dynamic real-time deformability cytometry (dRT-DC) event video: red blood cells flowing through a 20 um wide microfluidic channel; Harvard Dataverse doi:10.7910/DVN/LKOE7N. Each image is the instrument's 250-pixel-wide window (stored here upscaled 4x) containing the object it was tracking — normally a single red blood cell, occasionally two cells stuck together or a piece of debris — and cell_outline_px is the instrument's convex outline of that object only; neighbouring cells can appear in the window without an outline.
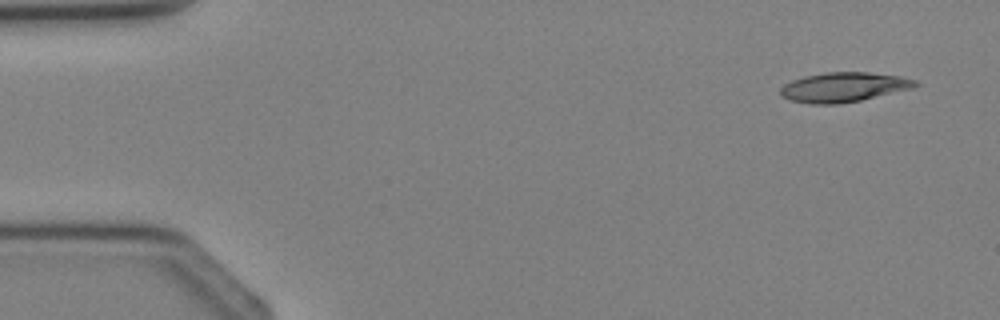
{"species": "Egyptian fruit bat (a non-hibernating species)", "species_latin": "Rousettus aegyptiacus", "temperature_condition": "cold", "stored_images_in_passage": 4, "segment_of_instrument_passage": [1, 2], "camera_frame_rate_fps": 3000, "um_per_image_px": 0.085, "animal": {"sex": "female"}, "frame": {"image": 1, "passage_image": 1, "time_ms": 0.0, "image_size_px": [1000, 320], "cell_outline_px": [[920, 84], [912, 88], [860, 100], [836, 104], [808, 104], [788, 100], [780, 96], [780, 88], [784, 84], [792, 80], [804, 76], [824, 72], [868, 72], [900, 76], [916, 80]], "centroid_in_image_um": [71.66, 7.41], "position_along_channel_um": 13.3, "area_um2": 23.35}}
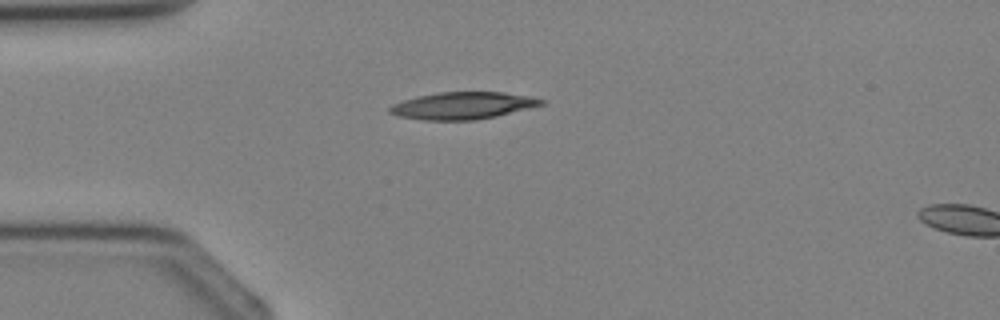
{"frame": {"image": 2, "passage_image": 3, "time_ms": 2.333, "image_size_px": [1000, 320], "cell_outline_px": [[544, 104], [496, 116], [476, 120], [420, 120], [400, 116], [388, 112], [388, 108], [392, 104], [404, 100], [420, 96], [440, 92], [504, 92], [532, 96], [544, 100]], "centroid_in_image_um": [39.34, 8.98], "position_along_channel_um": 45.7, "area_um2": 23.81}}